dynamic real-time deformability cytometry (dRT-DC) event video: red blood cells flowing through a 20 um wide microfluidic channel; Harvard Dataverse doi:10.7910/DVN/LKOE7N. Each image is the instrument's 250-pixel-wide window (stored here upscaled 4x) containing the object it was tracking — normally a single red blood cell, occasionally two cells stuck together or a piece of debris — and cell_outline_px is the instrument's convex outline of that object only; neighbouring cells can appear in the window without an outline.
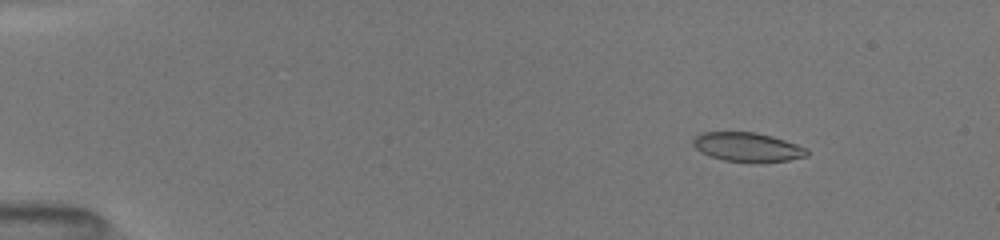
{"species": "common noctule bat (a hibernating species)", "species_latin": "Nyctalus noctula", "temperature_condition": "room temperature", "stored_images_in_passage": 35, "camera_frame_rate_fps": 3000, "um_per_image_px": 0.085, "animal": {"sex": "female", "body_mass_g": 19.5, "forearm_length_mm": 54.1}, "frame": {"image": 1, "passage_image": 1, "time_ms": 0.0, "image_size_px": [1000, 240], "cell_outline_px": [[808, 156], [788, 160], [760, 164], [752, 164], [724, 160], [708, 156], [700, 152], [692, 144], [692, 140], [700, 132], [756, 132], [772, 136], [808, 148]], "centroid_in_image_um": [63.53, 12.53], "position_along_channel_um": 21.5, "area_um2": 19.88}}
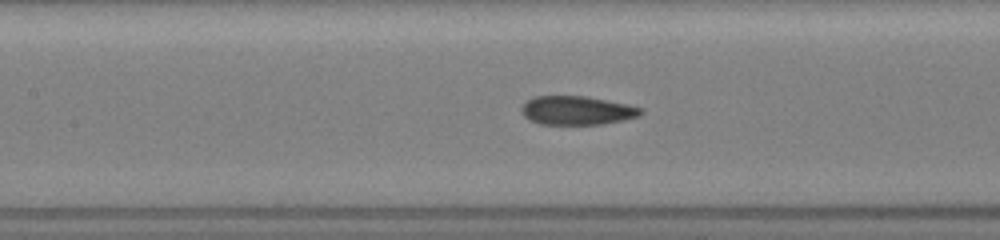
{"frame": {"image": 2, "passage_image": 14, "time_ms": 6.0, "image_size_px": [1000, 240], "cell_outline_px": [[644, 112], [640, 116], [624, 120], [604, 124], [540, 124], [528, 120], [520, 112], [520, 108], [532, 96], [584, 96], [628, 104], [644, 108]], "centroid_in_image_um": [49.05, 9.39], "position_along_channel_um": 158.3, "area_um2": 20.23}}
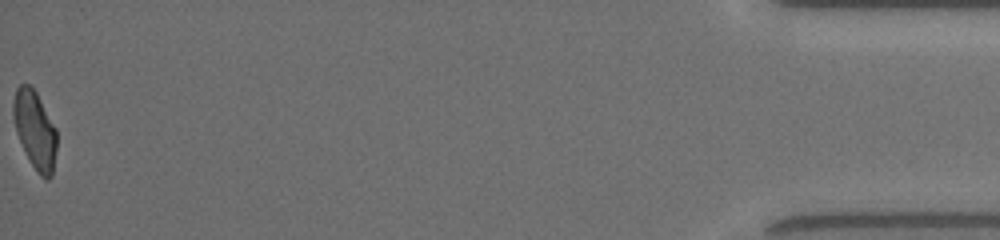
{"frame": {"image": 3, "passage_image": 35, "time_ms": 15.0, "image_size_px": [1000, 240], "cell_outline_px": [[56, 148], [52, 176], [48, 180], [44, 180], [36, 172], [16, 132], [12, 116], [12, 104], [16, 88], [20, 84], [28, 84], [36, 92], [56, 128]], "centroid_in_image_um": [2.96, 11.04], "position_along_channel_um": 432.2, "area_um2": 19.65}, "authors_computed_cell_mechanics": {"area_um2": 20.23, "velocity_mm_per_s": 4.0413, "shape_relaxation_time_tau1_ms": 9.1055, "shape_relaxation_time_tau2_ms": 1.9121, "deformation_change_tau1": 0.2489, "deformation_change_tau2": 0.0692}}